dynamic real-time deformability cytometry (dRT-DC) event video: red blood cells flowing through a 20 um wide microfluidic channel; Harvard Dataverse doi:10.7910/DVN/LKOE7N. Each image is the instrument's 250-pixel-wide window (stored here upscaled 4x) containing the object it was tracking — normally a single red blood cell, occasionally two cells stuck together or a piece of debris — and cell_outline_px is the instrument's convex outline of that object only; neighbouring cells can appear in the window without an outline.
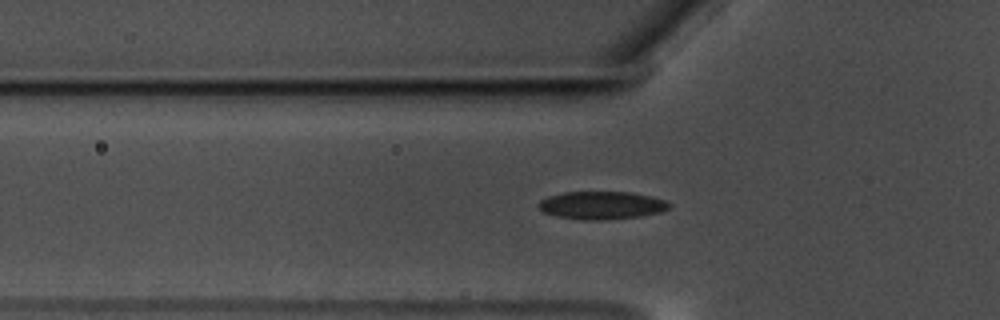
{"species": "common noctule bat (a hibernating species)", "species_latin": "Nyctalus noctula", "temperature_condition": "warm", "stored_images_in_passage": 38, "camera_frame_rate_fps": 3000, "um_per_image_px": 0.085, "animal": {"sex": "male", "body_mass_g": 17.5, "forearm_length_mm": 52.3}, "frame": {"image": 1, "passage_image": 6, "time_ms": 1.667, "image_size_px": [1000, 320], "cell_outline_px": [[672, 204], [668, 208], [660, 212], [640, 216], [604, 220], [584, 220], [556, 216], [544, 212], [536, 204], [540, 200], [548, 196], [564, 192], [632, 192], [652, 196], [668, 200]], "centroid_in_image_um": [51.16, 17.44], "position_along_channel_um": 74.6, "area_um2": 21.39}}
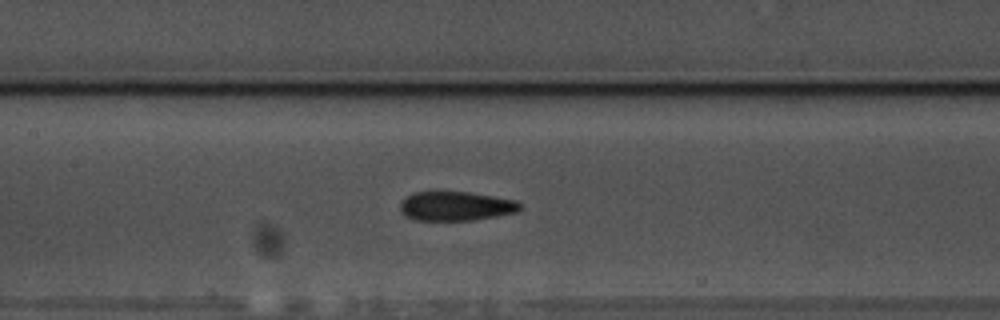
{"frame": {"image": 2, "passage_image": 14, "time_ms": 4.333, "image_size_px": [1000, 320], "cell_outline_px": [[520, 208], [516, 212], [496, 216], [472, 220], [416, 220], [404, 216], [400, 212], [400, 200], [404, 196], [412, 192], [440, 188], [468, 192], [516, 200], [520, 204]], "centroid_in_image_um": [38.62, 17.47], "position_along_channel_um": 168.8, "area_um2": 21.27}}
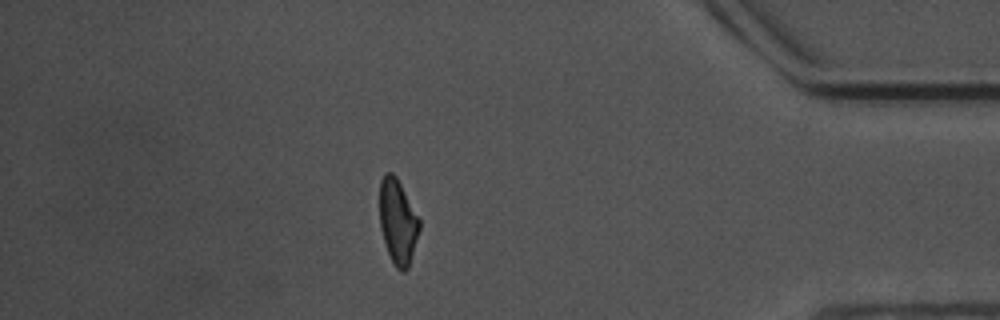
{"frame": {"image": 3, "passage_image": 37, "time_ms": 12.0, "image_size_px": [1000, 320], "cell_outline_px": [[420, 228], [408, 268], [404, 272], [400, 272], [396, 268], [388, 252], [380, 228], [380, 180], [384, 172], [392, 172], [396, 176], [420, 220]], "centroid_in_image_um": [33.8, 18.83], "position_along_channel_um": 401.4, "area_um2": 19.48}}